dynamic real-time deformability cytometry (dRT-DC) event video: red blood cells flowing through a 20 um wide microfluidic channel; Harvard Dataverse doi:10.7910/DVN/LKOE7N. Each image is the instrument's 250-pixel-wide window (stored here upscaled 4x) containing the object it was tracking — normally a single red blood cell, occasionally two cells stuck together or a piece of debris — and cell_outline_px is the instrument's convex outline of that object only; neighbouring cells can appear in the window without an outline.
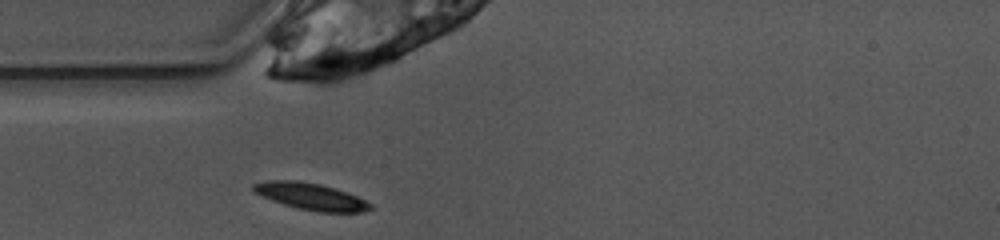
{"species": "common noctule bat (a hibernating species)", "species_latin": "Nyctalus noctula", "temperature_condition": "warm", "stored_images_in_passage": 38, "camera_frame_rate_fps": 3000, "um_per_image_px": 0.085, "animal": {"sex": "female", "body_mass_g": 10.0, "forearm_length_mm": 53.1}, "frame": {"image": 1, "passage_image": 1, "time_ms": 0.0, "image_size_px": [1000, 240], "cell_outline_px": [[376, 208], [360, 212], [320, 212], [300, 208], [284, 204], [272, 200], [256, 192], [252, 188], [252, 184], [268, 180], [296, 180], [320, 184], [356, 196], [372, 204]], "centroid_in_image_um": [26.44, 16.7], "position_along_channel_um": 58.6, "area_um2": 17.86}}
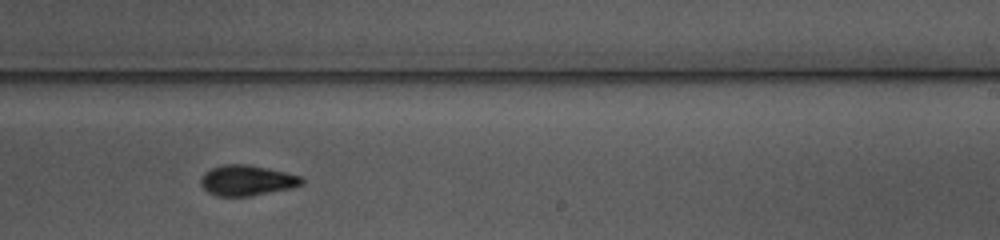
{"frame": {"image": 2, "passage_image": 17, "time_ms": 5.333, "image_size_px": [1000, 240], "cell_outline_px": [[304, 184], [292, 188], [248, 196], [216, 196], [208, 192], [200, 184], [200, 180], [204, 172], [220, 164], [248, 164], [268, 168], [300, 176], [304, 180]], "centroid_in_image_um": [20.97, 15.33], "position_along_channel_um": 268.0, "area_um2": 17.98}}
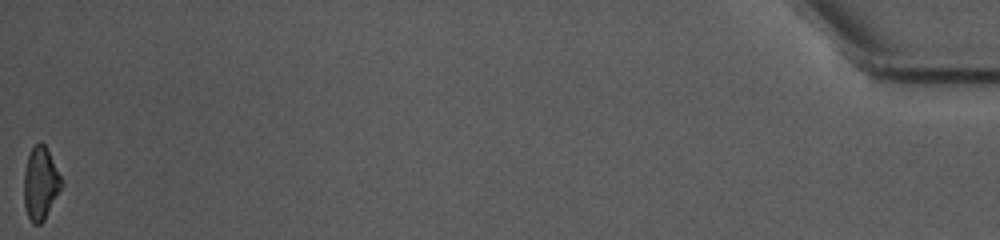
{"frame": {"image": 3, "passage_image": 38, "time_ms": 12.333, "image_size_px": [1000, 240], "cell_outline_px": [[64, 184], [44, 220], [40, 224], [32, 224], [28, 216], [24, 204], [24, 172], [28, 156], [32, 148], [40, 140], [44, 144], [64, 180]], "centroid_in_image_um": [3.46, 15.59], "position_along_channel_um": 431.7, "area_um2": 16.01}, "authors_computed_cell_mechanics": {"area_um2": 17.629, "velocity_mm_per_s": 3.9185, "shape_relaxation_time_tau1_ms": 3.1735, "shape_relaxation_time_tau2_ms": 4.1387, "deformation_change_tau1": 0.1388, "deformation_change_tau2": 0.0796}}